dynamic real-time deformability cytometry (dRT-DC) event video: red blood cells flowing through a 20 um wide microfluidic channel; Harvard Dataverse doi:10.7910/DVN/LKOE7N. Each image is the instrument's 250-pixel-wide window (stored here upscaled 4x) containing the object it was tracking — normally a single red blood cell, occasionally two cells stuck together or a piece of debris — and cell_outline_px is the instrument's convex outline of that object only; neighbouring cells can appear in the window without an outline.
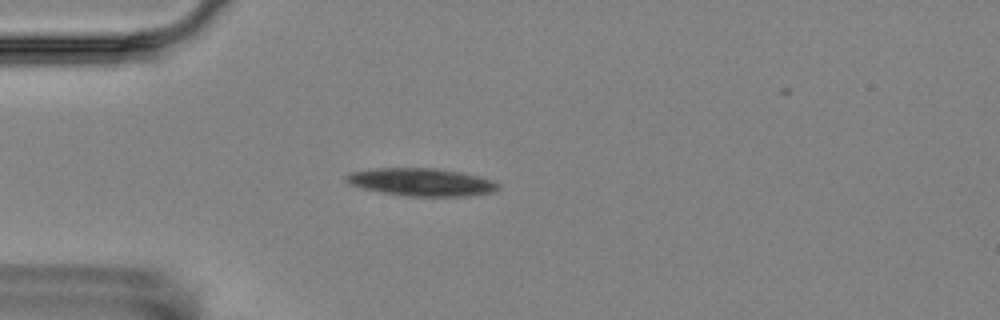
{"species": "Egyptian fruit bat (a non-hibernating species)", "species_latin": "Rousettus aegyptiacus", "temperature_condition": "room temperature", "stored_images_in_passage": 4, "camera_frame_rate_fps": 3000, "um_per_image_px": 0.085, "animal": {"sex": "female"}, "frame": {"image": 1, "passage_image": 4, "time_ms": 4.333, "image_size_px": [1000, 320], "cell_outline_px": [[500, 184], [492, 192], [468, 196], [408, 196], [380, 192], [360, 188], [348, 184], [344, 180], [344, 176], [348, 172], [376, 168], [436, 168], [460, 172], [480, 176], [492, 180]], "centroid_in_image_um": [35.75, 15.47], "position_along_channel_um": 49.3, "area_um2": 24.74}}